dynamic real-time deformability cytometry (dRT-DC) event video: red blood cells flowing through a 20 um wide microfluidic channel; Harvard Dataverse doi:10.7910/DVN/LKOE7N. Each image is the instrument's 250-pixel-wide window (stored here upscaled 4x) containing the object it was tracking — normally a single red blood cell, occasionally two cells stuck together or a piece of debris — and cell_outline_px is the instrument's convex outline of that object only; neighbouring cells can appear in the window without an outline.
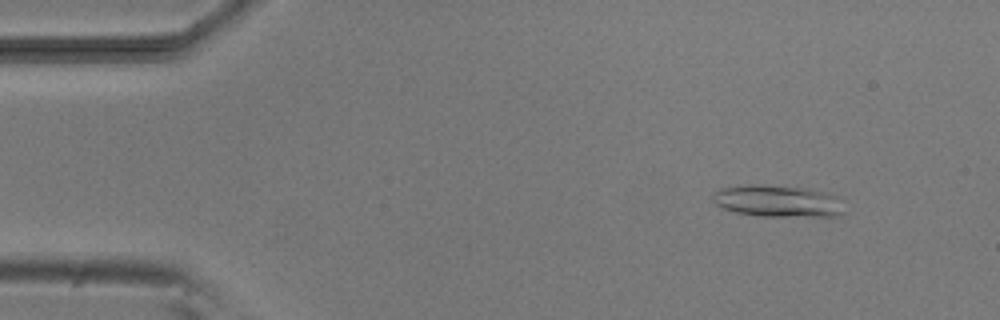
{"species": "common noctule bat (a hibernating species)", "species_latin": "Nyctalus noctula", "temperature_condition": "room temperature", "stored_images_in_passage": 6, "camera_frame_rate_fps": 3000, "um_per_image_px": 0.085, "animal": {"sex": "male", "body_mass_g": 20.5, "forearm_length_mm": 52.5}, "frame": {"image": 1, "passage_image": 1, "time_ms": 0.0, "image_size_px": [1000, 320], "cell_outline_px": [[844, 212], [840, 216], [756, 216], [736, 212], [720, 208], [712, 200], [712, 196], [720, 188], [752, 184], [760, 184], [808, 188], [824, 192], [836, 196]], "centroid_in_image_um": [66.07, 17.09], "position_along_channel_um": 18.9, "area_um2": 24.45}}
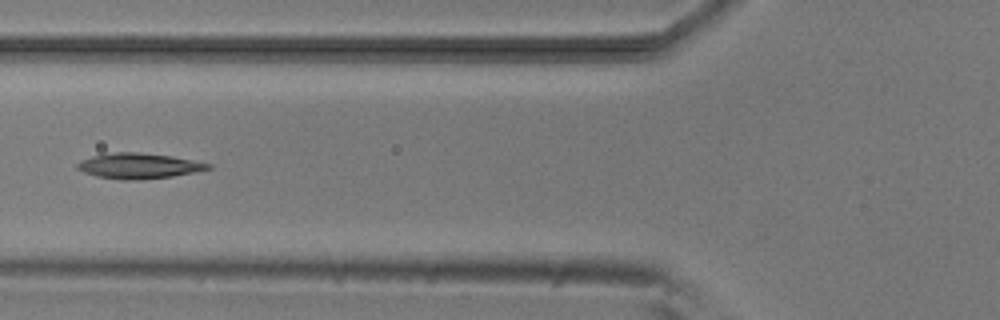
{"frame": {"image": 2, "passage_image": 5, "time_ms": 4.667, "image_size_px": [1000, 320], "cell_outline_px": [[212, 168], [172, 176], [140, 180], [124, 180], [96, 176], [84, 172], [76, 168], [76, 164], [80, 160], [92, 156], [116, 152], [140, 152], [172, 156], [212, 164]], "centroid_in_image_um": [11.77, 14.1], "position_along_channel_um": 114.0, "area_um2": 19.31}}
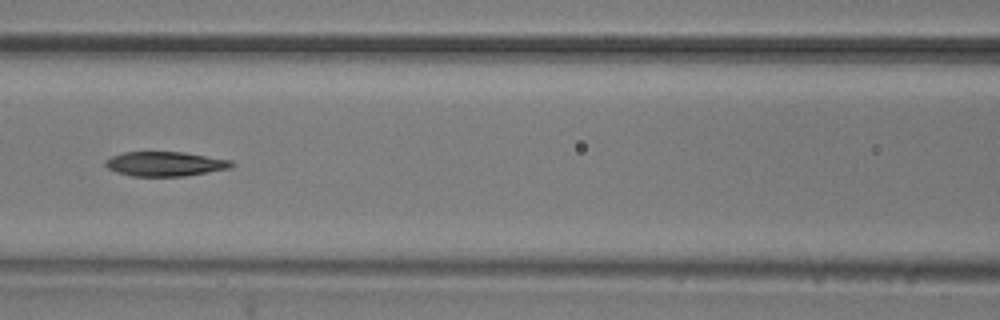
{"frame": {"image": 3, "passage_image": 6, "time_ms": 5.667, "image_size_px": [1000, 320], "cell_outline_px": [[236, 164], [232, 168], [184, 176], [132, 176], [116, 172], [108, 168], [104, 164], [104, 160], [112, 156], [124, 152], [184, 152], [232, 160]], "centroid_in_image_um": [14.06, 13.93], "position_along_channel_um": 152.5, "area_um2": 18.15}}